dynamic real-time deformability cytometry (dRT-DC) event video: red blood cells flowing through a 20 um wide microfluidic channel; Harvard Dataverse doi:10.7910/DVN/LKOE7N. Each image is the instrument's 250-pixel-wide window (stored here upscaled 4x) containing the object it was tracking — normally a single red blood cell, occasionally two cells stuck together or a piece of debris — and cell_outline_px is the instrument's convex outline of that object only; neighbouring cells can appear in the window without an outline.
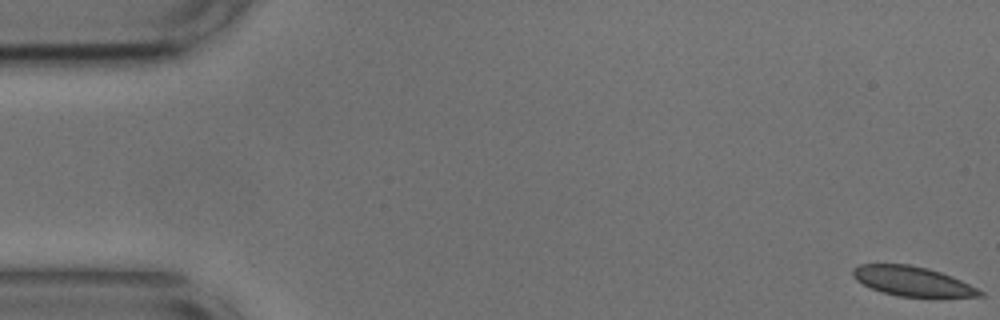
{"species": "common noctule bat (a hibernating species)", "species_latin": "Nyctalus noctula", "temperature_condition": "cold", "stored_images_in_passage": 13, "camera_frame_rate_fps": 3000, "um_per_image_px": 0.085, "animal": {"sex": "male", "body_mass_g": 17.9, "forearm_length_mm": 54.2}, "frame": {"image": 1, "passage_image": 1, "time_ms": 0.0, "image_size_px": [1000, 320], "cell_outline_px": [[984, 296], [900, 296], [884, 292], [872, 288], [856, 280], [852, 276], [852, 268], [860, 264], [908, 264], [928, 268], [952, 276], [984, 292]], "centroid_in_image_um": [77.51, 23.88], "position_along_channel_um": 7.5, "area_um2": 21.44}}